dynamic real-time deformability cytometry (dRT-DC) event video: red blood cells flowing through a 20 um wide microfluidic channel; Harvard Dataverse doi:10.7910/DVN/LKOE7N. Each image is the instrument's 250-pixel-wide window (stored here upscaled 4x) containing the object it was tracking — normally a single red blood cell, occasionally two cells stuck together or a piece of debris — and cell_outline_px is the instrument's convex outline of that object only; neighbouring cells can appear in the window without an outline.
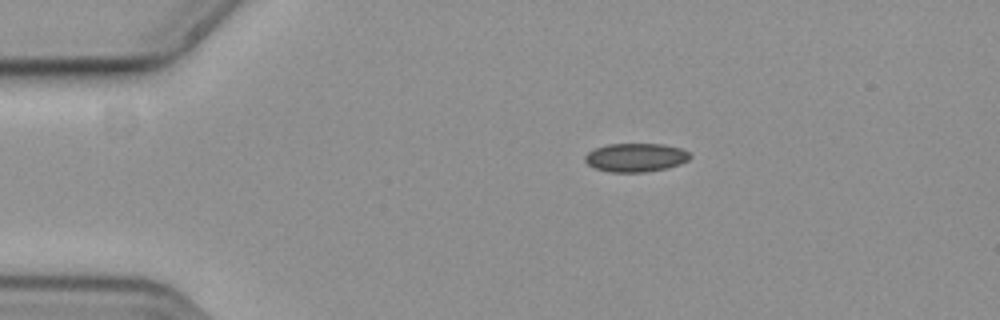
{"species": "common noctule bat (a hibernating species)", "species_latin": "Nyctalus noctula", "temperature_condition": "cold", "stored_images_in_passage": 46, "camera_frame_rate_fps": 3000, "um_per_image_px": 0.085, "animal": {"sex": "female", "body_mass_g": 19.3, "forearm_length_mm": 54.1}, "frame": {"image": 1, "passage_image": 1, "time_ms": 0.0, "image_size_px": [1000, 320], "cell_outline_px": [[692, 156], [688, 160], [680, 164], [668, 168], [644, 172], [612, 172], [596, 168], [588, 164], [584, 160], [584, 156], [588, 152], [596, 148], [608, 144], [664, 144], [680, 148], [688, 152]], "centroid_in_image_um": [54.05, 13.38], "position_along_channel_um": 30.9, "area_um2": 17.46}}
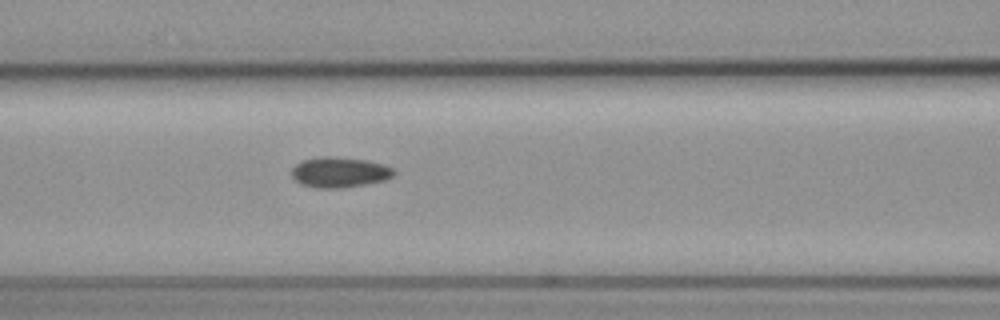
{"frame": {"image": 2, "passage_image": 14, "time_ms": 4.333, "image_size_px": [1000, 320], "cell_outline_px": [[396, 172], [392, 176], [384, 180], [364, 184], [340, 188], [316, 188], [300, 184], [292, 176], [292, 168], [296, 164], [304, 160], [320, 156], [328, 156], [368, 160], [384, 164], [392, 168]], "centroid_in_image_um": [28.85, 14.64], "position_along_channel_um": 137.7, "area_um2": 18.03}}
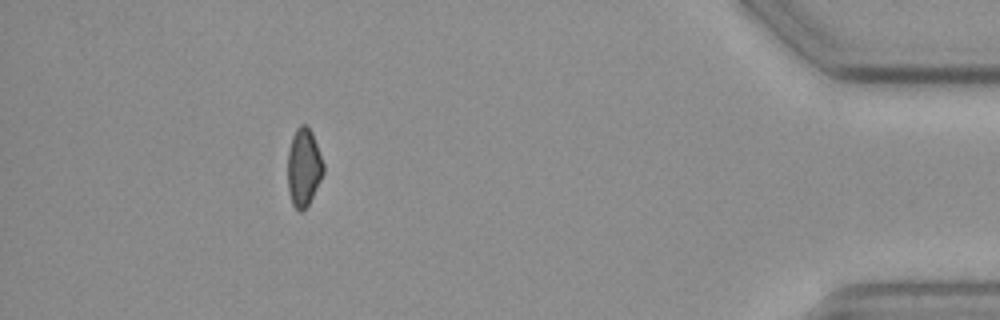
{"frame": {"image": 3, "passage_image": 41, "time_ms": 13.333, "image_size_px": [1000, 320], "cell_outline_px": [[324, 172], [308, 204], [300, 212], [292, 204], [288, 188], [288, 152], [292, 136], [296, 128], [300, 124], [308, 124], [312, 132], [324, 164]], "centroid_in_image_um": [25.81, 14.17], "position_along_channel_um": 409.4, "area_um2": 16.13}}